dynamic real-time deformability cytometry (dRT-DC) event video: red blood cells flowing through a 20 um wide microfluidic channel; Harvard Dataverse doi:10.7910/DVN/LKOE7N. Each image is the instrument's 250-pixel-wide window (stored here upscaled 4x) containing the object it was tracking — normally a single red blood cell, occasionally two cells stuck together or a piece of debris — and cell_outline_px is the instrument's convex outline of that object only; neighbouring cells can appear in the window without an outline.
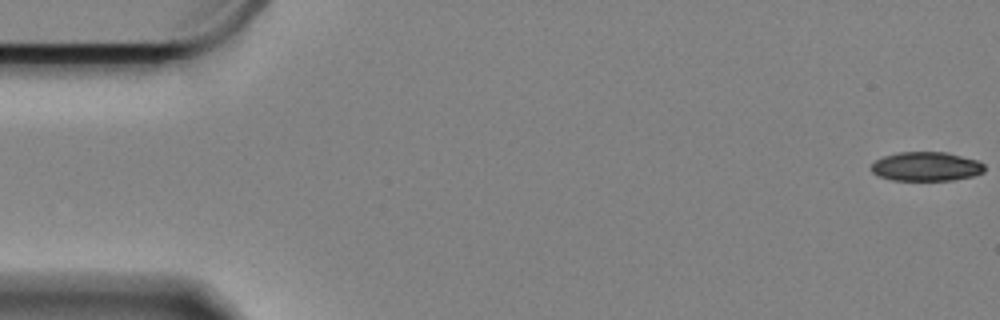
{"species": "Egyptian fruit bat (a non-hibernating species)", "species_latin": "Rousettus aegyptiacus", "temperature_condition": "cold", "stored_images_in_passage": 14, "camera_frame_rate_fps": 3000, "um_per_image_px": 0.085, "animal": {"sex": "female"}, "frame": {"image": 1, "passage_image": 1, "time_ms": 0.0, "image_size_px": [1000, 320], "cell_outline_px": [[984, 172], [972, 176], [952, 180], [892, 180], [880, 176], [872, 172], [872, 164], [876, 160], [884, 156], [896, 152], [948, 152], [976, 160], [984, 164]], "centroid_in_image_um": [78.73, 14.14], "position_along_channel_um": 6.3, "area_um2": 19.13}}